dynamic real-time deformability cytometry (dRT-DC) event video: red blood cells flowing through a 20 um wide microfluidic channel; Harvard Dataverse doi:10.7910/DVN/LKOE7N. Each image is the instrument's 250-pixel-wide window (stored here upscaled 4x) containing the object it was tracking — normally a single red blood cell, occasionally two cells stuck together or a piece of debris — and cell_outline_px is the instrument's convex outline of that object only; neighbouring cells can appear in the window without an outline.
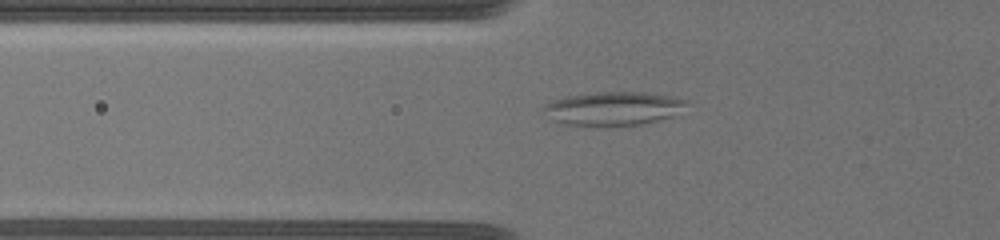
{"species": "common noctule bat (a hibernating species)", "species_latin": "Nyctalus noctula", "temperature_condition": "warm", "stored_images_in_passage": 57, "camera_frame_rate_fps": 3000, "um_per_image_px": 0.085, "animal": {"sex": "female", "body_mass_g": 19.5, "forearm_length_mm": 54.1}, "frame": {"image": 1, "passage_image": 6, "time_ms": 0.667, "image_size_px": [1000, 240], "cell_outline_px": [[688, 104], [672, 116], [644, 124], [560, 124], [552, 120], [544, 108], [552, 100], [568, 96], [596, 92], [648, 92], [676, 96], [688, 100]], "centroid_in_image_um": [52.21, 9.19], "position_along_channel_um": 73.6, "area_um2": 27.46}}
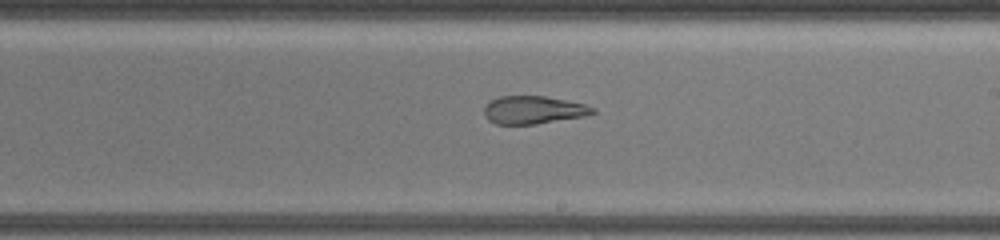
{"frame": {"image": 2, "passage_image": 31, "time_ms": 5.333, "image_size_px": [1000, 240], "cell_outline_px": [[596, 112], [584, 116], [536, 124], [496, 124], [488, 120], [484, 116], [484, 108], [492, 100], [500, 96], [544, 96], [584, 104], [596, 108]], "centroid_in_image_um": [45.33, 9.35], "position_along_channel_um": 243.7, "area_um2": 17.51}}
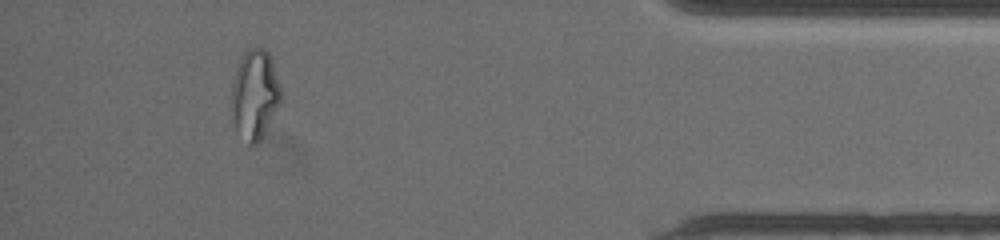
{"frame": {"image": 3, "passage_image": 47, "time_ms": 11.0, "image_size_px": [1000, 240], "cell_outline_px": [[280, 100], [260, 140], [256, 144], [248, 144], [236, 132], [232, 120], [232, 84], [240, 60], [244, 52], [248, 48], [264, 48], [268, 52], [280, 88]], "centroid_in_image_um": [21.61, 8.06], "position_along_channel_um": 413.6, "area_um2": 25.09}, "authors_computed_cell_mechanics": {"area_um2": 22.253, "velocity_mm_per_s": 3.6997, "shape_relaxation_time_tau1_ms": null, "shape_relaxation_time_tau2_ms": 1.9236, "deformation_change_tau1": null, "deformation_change_tau2": 0.1001}}